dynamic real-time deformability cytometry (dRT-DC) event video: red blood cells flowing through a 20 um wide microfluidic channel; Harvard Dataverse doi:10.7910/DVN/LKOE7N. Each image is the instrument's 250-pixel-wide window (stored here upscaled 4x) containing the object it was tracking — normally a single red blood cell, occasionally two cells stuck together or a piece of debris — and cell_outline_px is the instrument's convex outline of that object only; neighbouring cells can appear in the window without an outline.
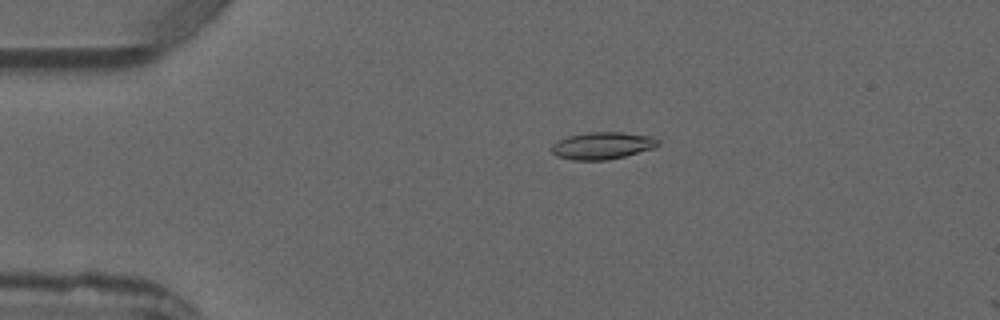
{"species": "common noctule bat (a hibernating species)", "species_latin": "Nyctalus noctula", "temperature_condition": "warm", "stored_images_in_passage": 4, "camera_frame_rate_fps": 3000, "um_per_image_px": 0.085, "animal": {"sex": "male", "forearm_length_mm": 52.5}, "frame": {"image": 1, "passage_image": 3, "time_ms": 2.333, "image_size_px": [1000, 320], "cell_outline_px": [[660, 144], [656, 148], [608, 160], [572, 160], [556, 156], [552, 152], [552, 144], [568, 136], [588, 132], [620, 132], [652, 136], [660, 140]], "centroid_in_image_um": [51.24, 12.38], "position_along_channel_um": 33.8, "area_um2": 16.94}}